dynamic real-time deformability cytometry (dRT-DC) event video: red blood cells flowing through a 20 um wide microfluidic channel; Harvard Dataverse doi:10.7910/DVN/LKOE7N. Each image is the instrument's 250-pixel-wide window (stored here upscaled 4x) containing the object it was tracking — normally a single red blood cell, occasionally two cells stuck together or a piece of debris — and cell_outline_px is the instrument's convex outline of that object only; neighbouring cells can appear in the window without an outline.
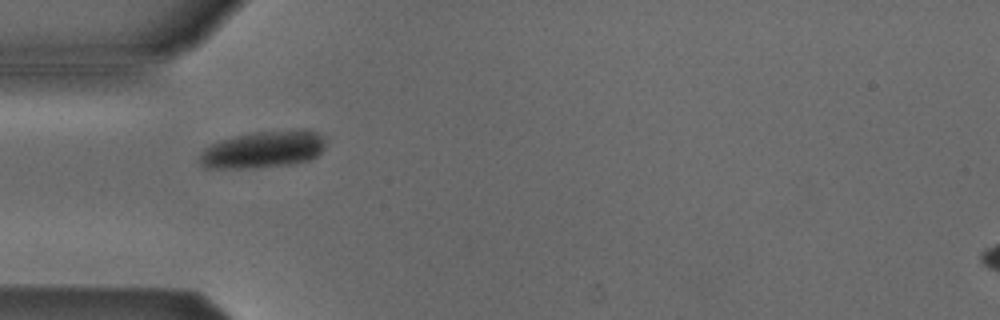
{"species": "Egyptian fruit bat (a non-hibernating species)", "species_latin": "Rousettus aegyptiacus", "temperature_condition": "cold", "stored_images_in_passage": 2, "camera_frame_rate_fps": 3000, "um_per_image_px": 0.085, "animal": {"sex": "male"}, "frame": {"image": 1, "passage_image": 1, "time_ms": 0.0, "image_size_px": [1000, 320], "cell_outline_px": [[328, 140], [324, 148], [316, 156], [308, 160], [288, 164], [244, 168], [204, 168], [196, 160], [200, 152], [204, 148], [220, 140], [236, 136], [256, 132], [316, 132], [324, 136]], "centroid_in_image_um": [22.29, 12.74], "position_along_channel_um": 62.7, "area_um2": 26.53}}
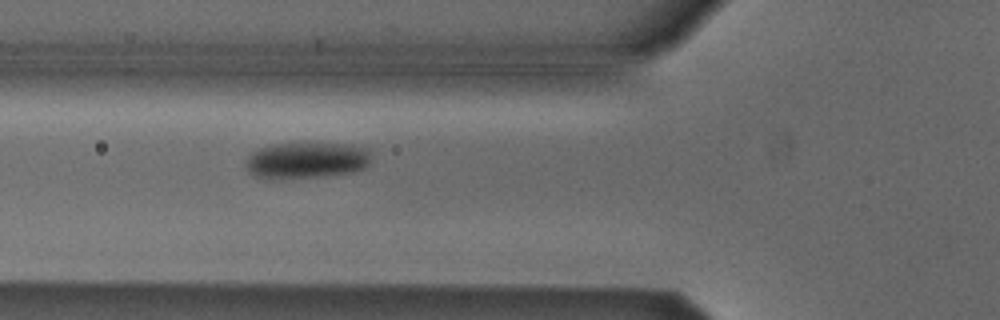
{"frame": {"image": 2, "passage_image": 2, "time_ms": 1.0, "image_size_px": [1000, 320], "cell_outline_px": [[368, 168], [352, 172], [316, 176], [256, 176], [248, 172], [244, 164], [248, 156], [252, 152], [260, 148], [272, 144], [304, 140], [352, 144], [368, 148]], "centroid_in_image_um": [26.09, 13.52], "position_along_channel_um": 99.7, "area_um2": 26.76}}